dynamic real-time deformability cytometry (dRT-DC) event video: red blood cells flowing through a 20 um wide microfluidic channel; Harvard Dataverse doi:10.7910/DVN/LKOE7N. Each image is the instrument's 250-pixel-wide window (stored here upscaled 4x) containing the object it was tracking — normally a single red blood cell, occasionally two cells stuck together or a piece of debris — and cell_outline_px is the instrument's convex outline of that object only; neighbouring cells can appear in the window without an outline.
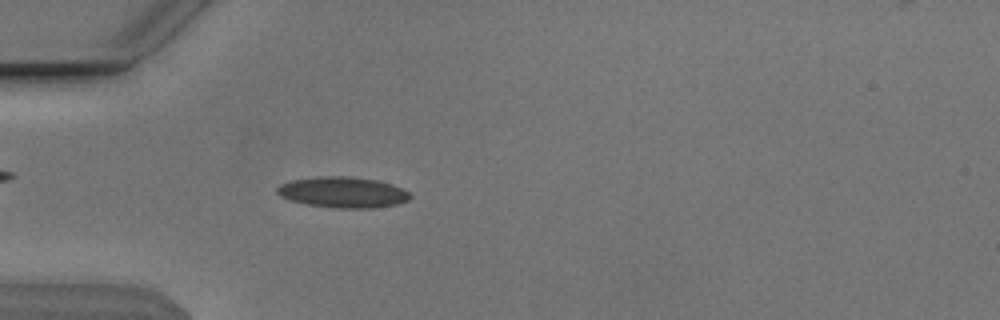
{"species": "Egyptian fruit bat (a non-hibernating species)", "species_latin": "Rousettus aegyptiacus", "temperature_condition": "cold", "stored_images_in_passage": 39, "camera_frame_rate_fps": 3000, "um_per_image_px": 0.085, "animal": {"sex": "male"}, "frame": {"image": 1, "passage_image": 2, "time_ms": 0.333, "image_size_px": [1000, 320], "cell_outline_px": [[412, 196], [408, 200], [396, 204], [376, 208], [336, 208], [308, 204], [292, 200], [280, 196], [276, 192], [276, 188], [280, 184], [292, 180], [316, 176], [352, 176], [376, 180], [392, 184], [408, 192]], "centroid_in_image_um": [29.14, 16.33], "position_along_channel_um": 55.9, "area_um2": 23.87}}
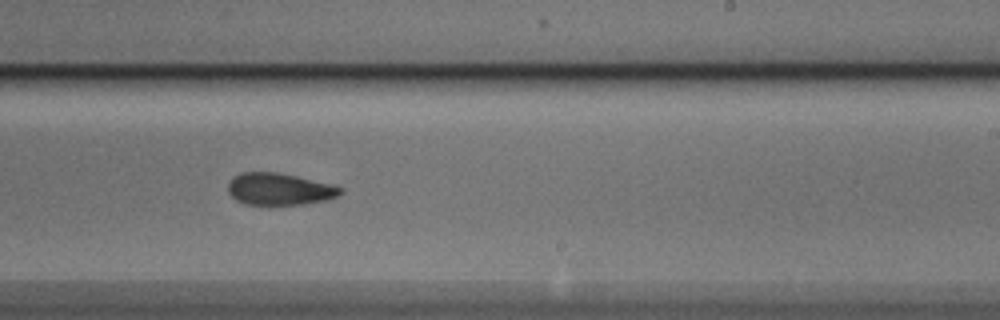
{"frame": {"image": 2, "passage_image": 19, "time_ms": 6.0, "image_size_px": [1000, 320], "cell_outline_px": [[344, 188], [336, 196], [328, 200], [304, 204], [244, 204], [236, 200], [228, 192], [228, 184], [232, 176], [240, 172], [276, 172], [296, 176]], "centroid_in_image_um": [23.69, 16.07], "position_along_channel_um": 265.3, "area_um2": 20.75}}
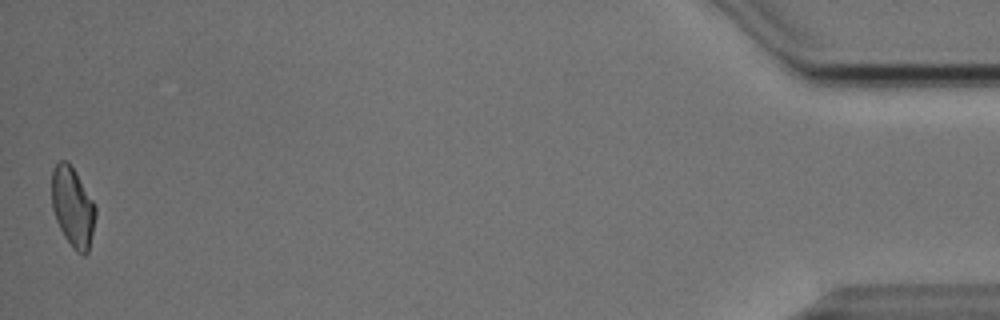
{"frame": {"image": 3, "passage_image": 39, "time_ms": 12.667, "image_size_px": [1000, 320], "cell_outline_px": [[96, 216], [88, 252], [84, 256], [76, 252], [72, 248], [64, 236], [56, 220], [52, 208], [52, 168], [60, 160], [68, 160], [92, 200], [96, 208]], "centroid_in_image_um": [6.17, 17.61], "position_along_channel_um": 429.0, "area_um2": 20.29}, "authors_computed_cell_mechanics": {"area_um2": 21.2704, "velocity_mm_per_s": 3.8356, "shape_relaxation_time_tau1_ms": 4.3095, "shape_relaxation_time_tau2_ms": 1.5494, "deformation_change_tau1": 0.1237, "deformation_change_tau2": 0.0714}}